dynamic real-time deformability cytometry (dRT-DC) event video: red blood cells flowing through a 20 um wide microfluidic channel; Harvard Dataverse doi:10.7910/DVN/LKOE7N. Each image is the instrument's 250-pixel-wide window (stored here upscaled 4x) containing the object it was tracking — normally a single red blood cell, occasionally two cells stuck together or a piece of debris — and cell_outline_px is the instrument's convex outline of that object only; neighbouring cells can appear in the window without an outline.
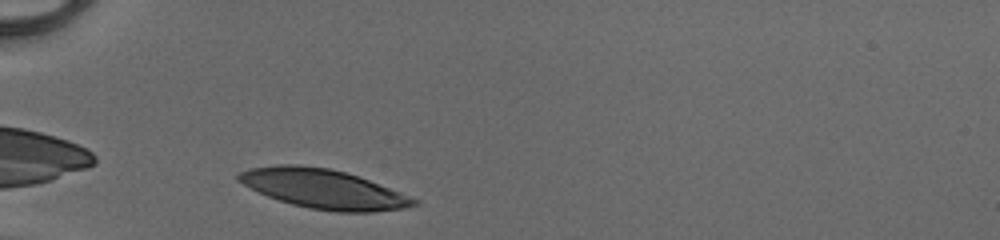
{"species": "human", "species_latin": "Homo sapiens", "temperature_condition": "cold", "stored_images_in_passage": 27, "camera_frame_rate_fps": 3000, "um_per_image_px": 0.085, "donor": {"sex": "male"}, "frame": {"image": 1, "passage_image": 1, "time_ms": 0.0, "image_size_px": [1000, 240], "cell_outline_px": [[420, 200], [416, 204], [404, 208], [372, 212], [336, 212], [308, 208], [292, 204], [268, 196], [236, 180], [236, 176], [240, 172], [248, 168], [276, 164], [300, 164], [328, 168], [344, 172], [368, 180]], "centroid_in_image_um": [27.46, 16.05], "position_along_channel_um": 57.5, "area_um2": 39.82}}
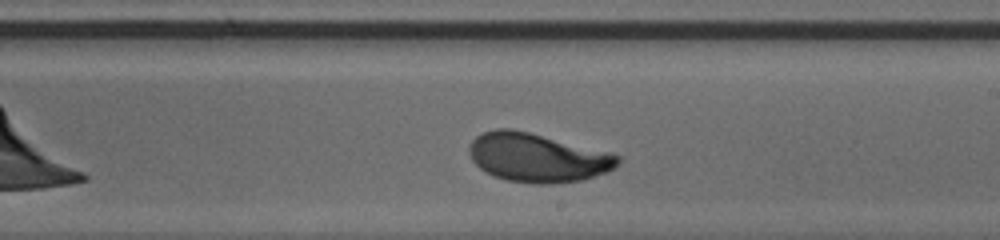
{"frame": {"image": 2, "passage_image": 16, "time_ms": 5.0, "image_size_px": [1000, 240], "cell_outline_px": [[620, 160], [608, 172], [584, 180], [552, 184], [532, 184], [508, 180], [492, 176], [480, 168], [472, 160], [468, 152], [468, 148], [472, 140], [476, 136], [484, 132], [496, 128], [512, 128], [612, 152], [620, 156]], "centroid_in_image_um": [45.68, 13.4], "position_along_channel_um": 243.3, "area_um2": 42.6}}
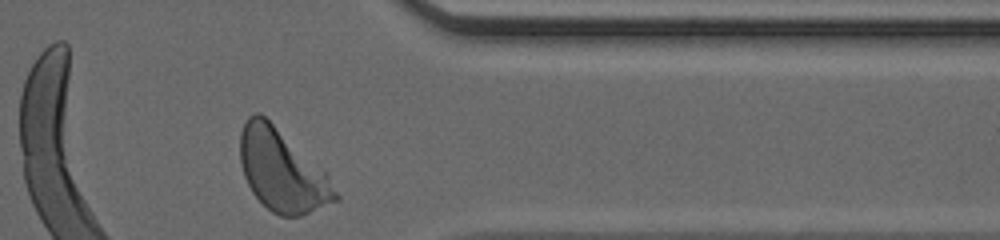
{"frame": {"image": 3, "passage_image": 27, "time_ms": 8.667, "image_size_px": [1000, 240], "cell_outline_px": [[340, 200], [300, 216], [280, 216], [272, 212], [252, 192], [244, 176], [240, 164], [240, 132], [248, 116], [252, 112], [260, 112], [324, 168], [340, 196]], "centroid_in_image_um": [23.99, 14.48], "position_along_channel_um": 387.4, "area_um2": 45.72}, "authors_computed_cell_mechanics": {"area_um2": 41.7316, "velocity_mm_per_s": 4.0776, "shape_relaxation_time_tau1_ms": 2.2967, "shape_relaxation_time_tau2_ms": null, "deformation_change_tau1": 0.148, "deformation_change_tau2": null}}